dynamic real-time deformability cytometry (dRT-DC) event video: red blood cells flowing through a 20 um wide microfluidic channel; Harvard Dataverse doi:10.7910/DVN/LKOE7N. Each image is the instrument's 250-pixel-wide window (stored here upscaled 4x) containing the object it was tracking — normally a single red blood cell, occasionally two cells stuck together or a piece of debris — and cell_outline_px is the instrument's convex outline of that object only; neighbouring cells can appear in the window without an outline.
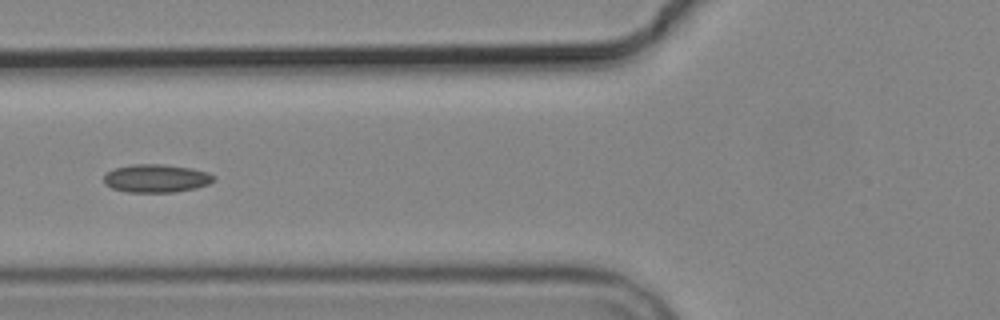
{"species": "common noctule bat (a hibernating species)", "species_latin": "Nyctalus noctula", "temperature_condition": "cold", "stored_images_in_passage": 7, "camera_frame_rate_fps": 3000, "um_per_image_px": 0.085, "animal": {"sex": "male", "body_mass_g": 19.2, "forearm_length_mm": 51.8}, "frame": {"image": 1, "passage_image": 5, "time_ms": 5.333, "image_size_px": [1000, 320], "cell_outline_px": [[216, 180], [208, 184], [196, 188], [176, 192], [128, 192], [112, 188], [104, 184], [104, 176], [112, 168], [132, 164], [164, 164], [192, 168], [208, 172], [216, 176]], "centroid_in_image_um": [13.3, 15.15], "position_along_channel_um": 112.5, "area_um2": 18.26}}
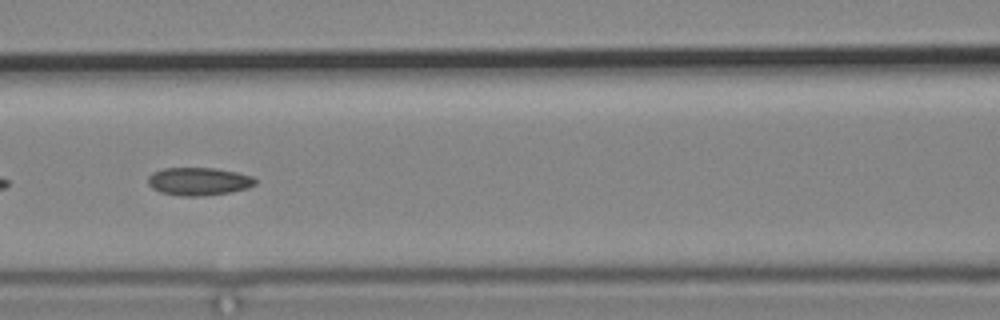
{"frame": {"image": 2, "passage_image": 6, "time_ms": 6.333, "image_size_px": [1000, 320], "cell_outline_px": [[256, 184], [248, 188], [228, 192], [200, 196], [184, 196], [160, 192], [152, 188], [148, 184], [148, 176], [152, 172], [164, 168], [216, 168], [236, 172], [252, 176], [256, 180]], "centroid_in_image_um": [16.87, 15.41], "position_along_channel_um": 149.7, "area_um2": 17.4}}
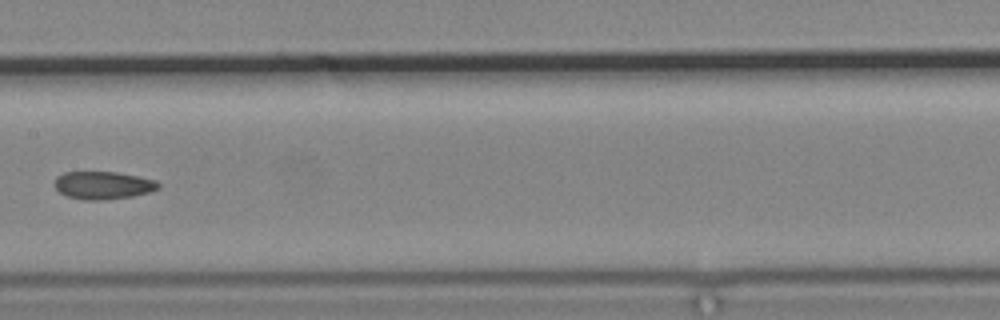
{"frame": {"image": 3, "passage_image": 7, "time_ms": 7.667, "image_size_px": [1000, 320], "cell_outline_px": [[160, 188], [148, 192], [132, 196], [104, 200], [84, 200], [68, 196], [60, 192], [52, 184], [56, 176], [64, 172], [116, 172], [156, 180], [160, 184]], "centroid_in_image_um": [8.73, 15.74], "position_along_channel_um": 198.7, "area_um2": 16.82}}